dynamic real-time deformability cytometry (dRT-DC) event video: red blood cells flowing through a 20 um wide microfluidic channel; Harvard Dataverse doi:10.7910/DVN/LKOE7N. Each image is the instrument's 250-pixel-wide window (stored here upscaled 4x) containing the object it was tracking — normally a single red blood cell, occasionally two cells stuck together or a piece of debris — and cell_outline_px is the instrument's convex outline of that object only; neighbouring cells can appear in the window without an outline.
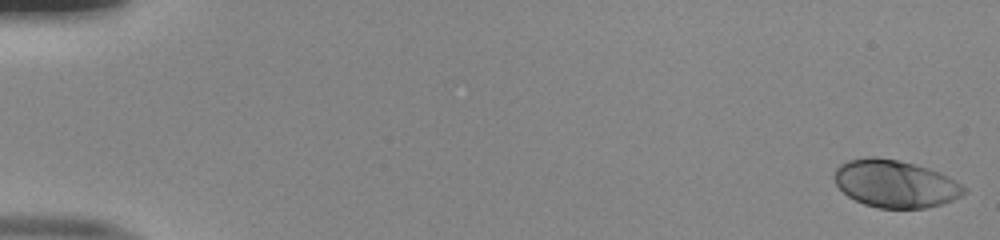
{"species": "human", "species_latin": "Homo sapiens", "temperature_condition": "room temperature", "stored_images_in_passage": 51, "camera_frame_rate_fps": 3000, "um_per_image_px": 0.085, "donor": {"sex": "male"}, "frame": {"image": 1, "passage_image": 1, "time_ms": 0.0, "image_size_px": [1000, 240], "cell_outline_px": [[968, 192], [952, 200], [940, 204], [924, 208], [880, 208], [864, 204], [848, 196], [836, 184], [836, 168], [840, 164], [848, 160], [868, 156], [876, 156], [900, 160], [928, 168], [940, 172], [948, 176], [968, 188]], "centroid_in_image_um": [76.12, 15.6], "position_along_channel_um": 8.9, "area_um2": 35.84}}
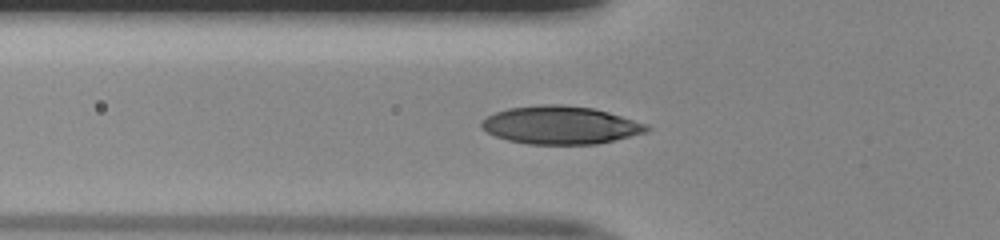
{"frame": {"image": 2, "passage_image": 19, "time_ms": 6.0, "image_size_px": [1000, 240], "cell_outline_px": [[652, 128], [648, 132], [596, 144], [528, 144], [508, 140], [496, 136], [480, 128], [480, 120], [496, 112], [508, 108], [540, 104], [564, 104], [592, 108], [608, 112], [648, 124]], "centroid_in_image_um": [47.64, 10.63], "position_along_channel_um": 78.2, "area_um2": 36.7}}
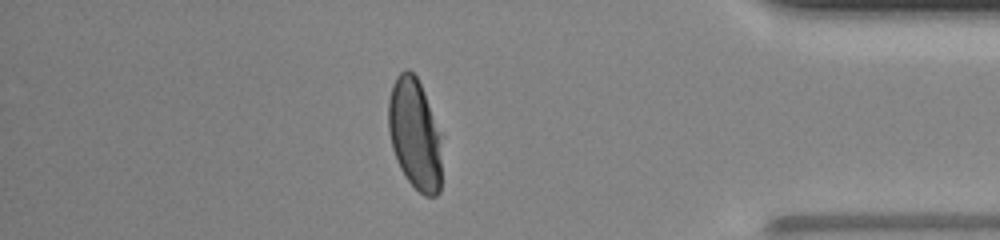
{"frame": {"image": 3, "passage_image": 45, "time_ms": 14.667, "image_size_px": [1000, 240], "cell_outline_px": [[440, 192], [436, 196], [424, 196], [408, 180], [400, 168], [396, 160], [392, 148], [388, 132], [388, 100], [392, 84], [396, 76], [404, 68], [408, 68], [416, 76], [424, 92], [440, 136]], "centroid_in_image_um": [35.21, 11.38], "position_along_channel_um": 400.0, "area_um2": 34.33}, "authors_computed_cell_mechanics": {"area_um2": 35.6048, "velocity_mm_per_s": 4.0235, "shape_relaxation_time_tau1_ms": 3.7271, "shape_relaxation_time_tau2_ms": null, "deformation_change_tau1": 0.2011, "deformation_change_tau2": null}}